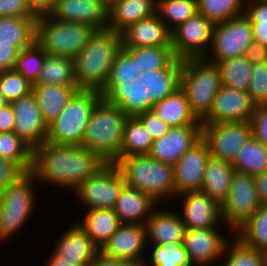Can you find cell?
<instances>
[{
  "mask_svg": "<svg viewBox=\"0 0 267 266\" xmlns=\"http://www.w3.org/2000/svg\"><path fill=\"white\" fill-rule=\"evenodd\" d=\"M99 155L82 146L58 145L45 141L33 149L31 173L39 185L74 192L86 179L102 169Z\"/></svg>",
  "mask_w": 267,
  "mask_h": 266,
  "instance_id": "obj_1",
  "label": "cell"
},
{
  "mask_svg": "<svg viewBox=\"0 0 267 266\" xmlns=\"http://www.w3.org/2000/svg\"><path fill=\"white\" fill-rule=\"evenodd\" d=\"M121 47V34L109 28L96 30L83 50L73 58L78 88L101 92Z\"/></svg>",
  "mask_w": 267,
  "mask_h": 266,
  "instance_id": "obj_2",
  "label": "cell"
},
{
  "mask_svg": "<svg viewBox=\"0 0 267 266\" xmlns=\"http://www.w3.org/2000/svg\"><path fill=\"white\" fill-rule=\"evenodd\" d=\"M115 164L126 185L149 195L159 205L173 203L177 196L173 165L154 160L149 154L119 157Z\"/></svg>",
  "mask_w": 267,
  "mask_h": 266,
  "instance_id": "obj_3",
  "label": "cell"
},
{
  "mask_svg": "<svg viewBox=\"0 0 267 266\" xmlns=\"http://www.w3.org/2000/svg\"><path fill=\"white\" fill-rule=\"evenodd\" d=\"M128 117L118 105L102 97L92 110L81 146L96 153L105 162L115 163L121 157Z\"/></svg>",
  "mask_w": 267,
  "mask_h": 266,
  "instance_id": "obj_4",
  "label": "cell"
},
{
  "mask_svg": "<svg viewBox=\"0 0 267 266\" xmlns=\"http://www.w3.org/2000/svg\"><path fill=\"white\" fill-rule=\"evenodd\" d=\"M35 176L24 172L0 194V245L18 236L39 209L41 192ZM39 189V190H38ZM37 190V191H36ZM37 193V194H36ZM28 221V222H27ZM7 242V243H6Z\"/></svg>",
  "mask_w": 267,
  "mask_h": 266,
  "instance_id": "obj_5",
  "label": "cell"
},
{
  "mask_svg": "<svg viewBox=\"0 0 267 266\" xmlns=\"http://www.w3.org/2000/svg\"><path fill=\"white\" fill-rule=\"evenodd\" d=\"M220 87V70L216 63L204 57L182 59L181 89L199 121L210 112Z\"/></svg>",
  "mask_w": 267,
  "mask_h": 266,
  "instance_id": "obj_6",
  "label": "cell"
},
{
  "mask_svg": "<svg viewBox=\"0 0 267 266\" xmlns=\"http://www.w3.org/2000/svg\"><path fill=\"white\" fill-rule=\"evenodd\" d=\"M96 30L89 24L55 20L46 15L37 18L36 42L47 54L73 59Z\"/></svg>",
  "mask_w": 267,
  "mask_h": 266,
  "instance_id": "obj_7",
  "label": "cell"
},
{
  "mask_svg": "<svg viewBox=\"0 0 267 266\" xmlns=\"http://www.w3.org/2000/svg\"><path fill=\"white\" fill-rule=\"evenodd\" d=\"M102 94L96 90H78L64 110L48 125L47 141L58 145L81 146L90 115Z\"/></svg>",
  "mask_w": 267,
  "mask_h": 266,
  "instance_id": "obj_8",
  "label": "cell"
},
{
  "mask_svg": "<svg viewBox=\"0 0 267 266\" xmlns=\"http://www.w3.org/2000/svg\"><path fill=\"white\" fill-rule=\"evenodd\" d=\"M253 43L251 21L244 13L227 21L214 23L211 45L204 58L218 63L245 56Z\"/></svg>",
  "mask_w": 267,
  "mask_h": 266,
  "instance_id": "obj_9",
  "label": "cell"
},
{
  "mask_svg": "<svg viewBox=\"0 0 267 266\" xmlns=\"http://www.w3.org/2000/svg\"><path fill=\"white\" fill-rule=\"evenodd\" d=\"M124 185V176L117 165L107 163L95 175L83 181L71 196H75L81 208L84 207L83 210L113 209Z\"/></svg>",
  "mask_w": 267,
  "mask_h": 266,
  "instance_id": "obj_10",
  "label": "cell"
},
{
  "mask_svg": "<svg viewBox=\"0 0 267 266\" xmlns=\"http://www.w3.org/2000/svg\"><path fill=\"white\" fill-rule=\"evenodd\" d=\"M254 175L235 171L226 200L221 205L223 223L234 232L261 206Z\"/></svg>",
  "mask_w": 267,
  "mask_h": 266,
  "instance_id": "obj_11",
  "label": "cell"
},
{
  "mask_svg": "<svg viewBox=\"0 0 267 266\" xmlns=\"http://www.w3.org/2000/svg\"><path fill=\"white\" fill-rule=\"evenodd\" d=\"M234 237L235 232L230 227L185 229L183 246L193 266H218Z\"/></svg>",
  "mask_w": 267,
  "mask_h": 266,
  "instance_id": "obj_12",
  "label": "cell"
},
{
  "mask_svg": "<svg viewBox=\"0 0 267 266\" xmlns=\"http://www.w3.org/2000/svg\"><path fill=\"white\" fill-rule=\"evenodd\" d=\"M214 23L197 12L171 31L172 50L179 59L205 57L211 45Z\"/></svg>",
  "mask_w": 267,
  "mask_h": 266,
  "instance_id": "obj_13",
  "label": "cell"
},
{
  "mask_svg": "<svg viewBox=\"0 0 267 266\" xmlns=\"http://www.w3.org/2000/svg\"><path fill=\"white\" fill-rule=\"evenodd\" d=\"M252 137L250 121L202 124V138L210 155L233 162L240 149Z\"/></svg>",
  "mask_w": 267,
  "mask_h": 266,
  "instance_id": "obj_14",
  "label": "cell"
},
{
  "mask_svg": "<svg viewBox=\"0 0 267 266\" xmlns=\"http://www.w3.org/2000/svg\"><path fill=\"white\" fill-rule=\"evenodd\" d=\"M174 202L178 205H173ZM173 204L171 206L179 213L185 229L228 227L221 217V205L201 191L177 195Z\"/></svg>",
  "mask_w": 267,
  "mask_h": 266,
  "instance_id": "obj_15",
  "label": "cell"
},
{
  "mask_svg": "<svg viewBox=\"0 0 267 266\" xmlns=\"http://www.w3.org/2000/svg\"><path fill=\"white\" fill-rule=\"evenodd\" d=\"M147 245L145 225L121 223L117 231L102 245L100 252L142 266L147 254Z\"/></svg>",
  "mask_w": 267,
  "mask_h": 266,
  "instance_id": "obj_16",
  "label": "cell"
},
{
  "mask_svg": "<svg viewBox=\"0 0 267 266\" xmlns=\"http://www.w3.org/2000/svg\"><path fill=\"white\" fill-rule=\"evenodd\" d=\"M11 105L15 116L14 132L32 149L47 141L48 124L32 91L11 102Z\"/></svg>",
  "mask_w": 267,
  "mask_h": 266,
  "instance_id": "obj_17",
  "label": "cell"
},
{
  "mask_svg": "<svg viewBox=\"0 0 267 266\" xmlns=\"http://www.w3.org/2000/svg\"><path fill=\"white\" fill-rule=\"evenodd\" d=\"M255 105L247 91L221 85L202 124L250 121Z\"/></svg>",
  "mask_w": 267,
  "mask_h": 266,
  "instance_id": "obj_18",
  "label": "cell"
},
{
  "mask_svg": "<svg viewBox=\"0 0 267 266\" xmlns=\"http://www.w3.org/2000/svg\"><path fill=\"white\" fill-rule=\"evenodd\" d=\"M73 222V223H72ZM55 235L50 248L57 256L77 266H89L100 251V248L73 220Z\"/></svg>",
  "mask_w": 267,
  "mask_h": 266,
  "instance_id": "obj_19",
  "label": "cell"
},
{
  "mask_svg": "<svg viewBox=\"0 0 267 266\" xmlns=\"http://www.w3.org/2000/svg\"><path fill=\"white\" fill-rule=\"evenodd\" d=\"M209 156V146L201 138L177 161L174 165V183L177 195L200 191Z\"/></svg>",
  "mask_w": 267,
  "mask_h": 266,
  "instance_id": "obj_20",
  "label": "cell"
},
{
  "mask_svg": "<svg viewBox=\"0 0 267 266\" xmlns=\"http://www.w3.org/2000/svg\"><path fill=\"white\" fill-rule=\"evenodd\" d=\"M106 0H56L49 16L55 20L85 23L97 30L108 27Z\"/></svg>",
  "mask_w": 267,
  "mask_h": 266,
  "instance_id": "obj_21",
  "label": "cell"
},
{
  "mask_svg": "<svg viewBox=\"0 0 267 266\" xmlns=\"http://www.w3.org/2000/svg\"><path fill=\"white\" fill-rule=\"evenodd\" d=\"M202 138V125L171 127L162 137L153 141L149 155L171 165Z\"/></svg>",
  "mask_w": 267,
  "mask_h": 266,
  "instance_id": "obj_22",
  "label": "cell"
},
{
  "mask_svg": "<svg viewBox=\"0 0 267 266\" xmlns=\"http://www.w3.org/2000/svg\"><path fill=\"white\" fill-rule=\"evenodd\" d=\"M100 93L109 103L118 105L129 117L150 111L154 105L150 100V93L142 83V73L134 82L106 84Z\"/></svg>",
  "mask_w": 267,
  "mask_h": 266,
  "instance_id": "obj_23",
  "label": "cell"
},
{
  "mask_svg": "<svg viewBox=\"0 0 267 266\" xmlns=\"http://www.w3.org/2000/svg\"><path fill=\"white\" fill-rule=\"evenodd\" d=\"M145 226L148 245L183 243L185 225L171 204L159 205L148 218Z\"/></svg>",
  "mask_w": 267,
  "mask_h": 266,
  "instance_id": "obj_24",
  "label": "cell"
},
{
  "mask_svg": "<svg viewBox=\"0 0 267 266\" xmlns=\"http://www.w3.org/2000/svg\"><path fill=\"white\" fill-rule=\"evenodd\" d=\"M123 48L172 47L171 30L158 14L135 22L121 33Z\"/></svg>",
  "mask_w": 267,
  "mask_h": 266,
  "instance_id": "obj_25",
  "label": "cell"
},
{
  "mask_svg": "<svg viewBox=\"0 0 267 266\" xmlns=\"http://www.w3.org/2000/svg\"><path fill=\"white\" fill-rule=\"evenodd\" d=\"M158 206L152 197L125 184L113 210L121 223L145 225Z\"/></svg>",
  "mask_w": 267,
  "mask_h": 266,
  "instance_id": "obj_26",
  "label": "cell"
},
{
  "mask_svg": "<svg viewBox=\"0 0 267 266\" xmlns=\"http://www.w3.org/2000/svg\"><path fill=\"white\" fill-rule=\"evenodd\" d=\"M157 0H111L108 27L121 34L130 25L156 14Z\"/></svg>",
  "mask_w": 267,
  "mask_h": 266,
  "instance_id": "obj_27",
  "label": "cell"
},
{
  "mask_svg": "<svg viewBox=\"0 0 267 266\" xmlns=\"http://www.w3.org/2000/svg\"><path fill=\"white\" fill-rule=\"evenodd\" d=\"M182 59L175 58L166 68L142 73V83L153 104L181 88Z\"/></svg>",
  "mask_w": 267,
  "mask_h": 266,
  "instance_id": "obj_28",
  "label": "cell"
},
{
  "mask_svg": "<svg viewBox=\"0 0 267 266\" xmlns=\"http://www.w3.org/2000/svg\"><path fill=\"white\" fill-rule=\"evenodd\" d=\"M234 172L232 162L210 155L200 191L222 205L228 196Z\"/></svg>",
  "mask_w": 267,
  "mask_h": 266,
  "instance_id": "obj_29",
  "label": "cell"
},
{
  "mask_svg": "<svg viewBox=\"0 0 267 266\" xmlns=\"http://www.w3.org/2000/svg\"><path fill=\"white\" fill-rule=\"evenodd\" d=\"M37 17H0V44L16 47L19 51L36 42Z\"/></svg>",
  "mask_w": 267,
  "mask_h": 266,
  "instance_id": "obj_30",
  "label": "cell"
},
{
  "mask_svg": "<svg viewBox=\"0 0 267 266\" xmlns=\"http://www.w3.org/2000/svg\"><path fill=\"white\" fill-rule=\"evenodd\" d=\"M79 214L83 215L78 217L79 220L77 218V221H74L99 248L117 231L121 224L113 209H88Z\"/></svg>",
  "mask_w": 267,
  "mask_h": 266,
  "instance_id": "obj_31",
  "label": "cell"
},
{
  "mask_svg": "<svg viewBox=\"0 0 267 266\" xmlns=\"http://www.w3.org/2000/svg\"><path fill=\"white\" fill-rule=\"evenodd\" d=\"M80 90L78 86L33 84L35 95L44 121L49 125L64 110L71 97Z\"/></svg>",
  "mask_w": 267,
  "mask_h": 266,
  "instance_id": "obj_32",
  "label": "cell"
},
{
  "mask_svg": "<svg viewBox=\"0 0 267 266\" xmlns=\"http://www.w3.org/2000/svg\"><path fill=\"white\" fill-rule=\"evenodd\" d=\"M151 110L170 127L202 125L191 112L186 95L181 88L154 104Z\"/></svg>",
  "mask_w": 267,
  "mask_h": 266,
  "instance_id": "obj_33",
  "label": "cell"
},
{
  "mask_svg": "<svg viewBox=\"0 0 267 266\" xmlns=\"http://www.w3.org/2000/svg\"><path fill=\"white\" fill-rule=\"evenodd\" d=\"M34 84L77 86L74 60L46 54L43 67Z\"/></svg>",
  "mask_w": 267,
  "mask_h": 266,
  "instance_id": "obj_34",
  "label": "cell"
},
{
  "mask_svg": "<svg viewBox=\"0 0 267 266\" xmlns=\"http://www.w3.org/2000/svg\"><path fill=\"white\" fill-rule=\"evenodd\" d=\"M244 245L267 253V204L259 209L235 231Z\"/></svg>",
  "mask_w": 267,
  "mask_h": 266,
  "instance_id": "obj_35",
  "label": "cell"
},
{
  "mask_svg": "<svg viewBox=\"0 0 267 266\" xmlns=\"http://www.w3.org/2000/svg\"><path fill=\"white\" fill-rule=\"evenodd\" d=\"M235 171L256 175L267 172V148L253 136L240 149L232 162Z\"/></svg>",
  "mask_w": 267,
  "mask_h": 266,
  "instance_id": "obj_36",
  "label": "cell"
},
{
  "mask_svg": "<svg viewBox=\"0 0 267 266\" xmlns=\"http://www.w3.org/2000/svg\"><path fill=\"white\" fill-rule=\"evenodd\" d=\"M153 139L137 117H128L121 144V157L149 154Z\"/></svg>",
  "mask_w": 267,
  "mask_h": 266,
  "instance_id": "obj_37",
  "label": "cell"
},
{
  "mask_svg": "<svg viewBox=\"0 0 267 266\" xmlns=\"http://www.w3.org/2000/svg\"><path fill=\"white\" fill-rule=\"evenodd\" d=\"M220 70L221 85L248 91L253 64L245 57H235L216 63Z\"/></svg>",
  "mask_w": 267,
  "mask_h": 266,
  "instance_id": "obj_38",
  "label": "cell"
},
{
  "mask_svg": "<svg viewBox=\"0 0 267 266\" xmlns=\"http://www.w3.org/2000/svg\"><path fill=\"white\" fill-rule=\"evenodd\" d=\"M134 60L141 73L166 68L176 57L172 47L124 48Z\"/></svg>",
  "mask_w": 267,
  "mask_h": 266,
  "instance_id": "obj_39",
  "label": "cell"
},
{
  "mask_svg": "<svg viewBox=\"0 0 267 266\" xmlns=\"http://www.w3.org/2000/svg\"><path fill=\"white\" fill-rule=\"evenodd\" d=\"M152 246V247H151ZM142 266H193L188 258L183 243L166 245H148Z\"/></svg>",
  "mask_w": 267,
  "mask_h": 266,
  "instance_id": "obj_40",
  "label": "cell"
},
{
  "mask_svg": "<svg viewBox=\"0 0 267 266\" xmlns=\"http://www.w3.org/2000/svg\"><path fill=\"white\" fill-rule=\"evenodd\" d=\"M33 149L14 131L0 133V157L14 162L23 172L31 171Z\"/></svg>",
  "mask_w": 267,
  "mask_h": 266,
  "instance_id": "obj_41",
  "label": "cell"
},
{
  "mask_svg": "<svg viewBox=\"0 0 267 266\" xmlns=\"http://www.w3.org/2000/svg\"><path fill=\"white\" fill-rule=\"evenodd\" d=\"M197 12V0H157L156 13L171 31Z\"/></svg>",
  "mask_w": 267,
  "mask_h": 266,
  "instance_id": "obj_42",
  "label": "cell"
},
{
  "mask_svg": "<svg viewBox=\"0 0 267 266\" xmlns=\"http://www.w3.org/2000/svg\"><path fill=\"white\" fill-rule=\"evenodd\" d=\"M245 5L246 0H197L198 12L213 23L244 14Z\"/></svg>",
  "mask_w": 267,
  "mask_h": 266,
  "instance_id": "obj_43",
  "label": "cell"
},
{
  "mask_svg": "<svg viewBox=\"0 0 267 266\" xmlns=\"http://www.w3.org/2000/svg\"><path fill=\"white\" fill-rule=\"evenodd\" d=\"M265 253L244 245L234 237L227 245L218 266H263Z\"/></svg>",
  "mask_w": 267,
  "mask_h": 266,
  "instance_id": "obj_44",
  "label": "cell"
},
{
  "mask_svg": "<svg viewBox=\"0 0 267 266\" xmlns=\"http://www.w3.org/2000/svg\"><path fill=\"white\" fill-rule=\"evenodd\" d=\"M46 54L43 48L35 42L32 46L20 51L13 69L33 85L43 67Z\"/></svg>",
  "mask_w": 267,
  "mask_h": 266,
  "instance_id": "obj_45",
  "label": "cell"
},
{
  "mask_svg": "<svg viewBox=\"0 0 267 266\" xmlns=\"http://www.w3.org/2000/svg\"><path fill=\"white\" fill-rule=\"evenodd\" d=\"M141 74L136 66V60L121 47L117 52L111 66L110 76L106 84H122L123 82H134Z\"/></svg>",
  "mask_w": 267,
  "mask_h": 266,
  "instance_id": "obj_46",
  "label": "cell"
},
{
  "mask_svg": "<svg viewBox=\"0 0 267 266\" xmlns=\"http://www.w3.org/2000/svg\"><path fill=\"white\" fill-rule=\"evenodd\" d=\"M31 91L32 84L14 69L0 72V92L8 103L28 95Z\"/></svg>",
  "mask_w": 267,
  "mask_h": 266,
  "instance_id": "obj_47",
  "label": "cell"
},
{
  "mask_svg": "<svg viewBox=\"0 0 267 266\" xmlns=\"http://www.w3.org/2000/svg\"><path fill=\"white\" fill-rule=\"evenodd\" d=\"M247 92L255 106L267 105V62L253 64Z\"/></svg>",
  "mask_w": 267,
  "mask_h": 266,
  "instance_id": "obj_48",
  "label": "cell"
},
{
  "mask_svg": "<svg viewBox=\"0 0 267 266\" xmlns=\"http://www.w3.org/2000/svg\"><path fill=\"white\" fill-rule=\"evenodd\" d=\"M250 123L252 136L267 148V105L255 106Z\"/></svg>",
  "mask_w": 267,
  "mask_h": 266,
  "instance_id": "obj_49",
  "label": "cell"
},
{
  "mask_svg": "<svg viewBox=\"0 0 267 266\" xmlns=\"http://www.w3.org/2000/svg\"><path fill=\"white\" fill-rule=\"evenodd\" d=\"M149 132L153 140L165 135L171 128L163 122L152 110L140 113L136 116Z\"/></svg>",
  "mask_w": 267,
  "mask_h": 266,
  "instance_id": "obj_50",
  "label": "cell"
},
{
  "mask_svg": "<svg viewBox=\"0 0 267 266\" xmlns=\"http://www.w3.org/2000/svg\"><path fill=\"white\" fill-rule=\"evenodd\" d=\"M245 14L251 25H267V0H246Z\"/></svg>",
  "mask_w": 267,
  "mask_h": 266,
  "instance_id": "obj_51",
  "label": "cell"
},
{
  "mask_svg": "<svg viewBox=\"0 0 267 266\" xmlns=\"http://www.w3.org/2000/svg\"><path fill=\"white\" fill-rule=\"evenodd\" d=\"M24 172L12 161L0 157V192Z\"/></svg>",
  "mask_w": 267,
  "mask_h": 266,
  "instance_id": "obj_52",
  "label": "cell"
},
{
  "mask_svg": "<svg viewBox=\"0 0 267 266\" xmlns=\"http://www.w3.org/2000/svg\"><path fill=\"white\" fill-rule=\"evenodd\" d=\"M2 16H34L26 0H0V17Z\"/></svg>",
  "mask_w": 267,
  "mask_h": 266,
  "instance_id": "obj_53",
  "label": "cell"
},
{
  "mask_svg": "<svg viewBox=\"0 0 267 266\" xmlns=\"http://www.w3.org/2000/svg\"><path fill=\"white\" fill-rule=\"evenodd\" d=\"M19 53L14 46L0 44V72L13 69Z\"/></svg>",
  "mask_w": 267,
  "mask_h": 266,
  "instance_id": "obj_54",
  "label": "cell"
},
{
  "mask_svg": "<svg viewBox=\"0 0 267 266\" xmlns=\"http://www.w3.org/2000/svg\"><path fill=\"white\" fill-rule=\"evenodd\" d=\"M30 12L35 17L49 15L55 6L56 0H26Z\"/></svg>",
  "mask_w": 267,
  "mask_h": 266,
  "instance_id": "obj_55",
  "label": "cell"
},
{
  "mask_svg": "<svg viewBox=\"0 0 267 266\" xmlns=\"http://www.w3.org/2000/svg\"><path fill=\"white\" fill-rule=\"evenodd\" d=\"M15 116L11 103L0 108V133L14 131Z\"/></svg>",
  "mask_w": 267,
  "mask_h": 266,
  "instance_id": "obj_56",
  "label": "cell"
},
{
  "mask_svg": "<svg viewBox=\"0 0 267 266\" xmlns=\"http://www.w3.org/2000/svg\"><path fill=\"white\" fill-rule=\"evenodd\" d=\"M89 266H140V265L126 259H118L104 255L99 251L95 259L91 262Z\"/></svg>",
  "mask_w": 267,
  "mask_h": 266,
  "instance_id": "obj_57",
  "label": "cell"
},
{
  "mask_svg": "<svg viewBox=\"0 0 267 266\" xmlns=\"http://www.w3.org/2000/svg\"><path fill=\"white\" fill-rule=\"evenodd\" d=\"M245 57L252 64L267 62V46L253 43L247 49Z\"/></svg>",
  "mask_w": 267,
  "mask_h": 266,
  "instance_id": "obj_58",
  "label": "cell"
},
{
  "mask_svg": "<svg viewBox=\"0 0 267 266\" xmlns=\"http://www.w3.org/2000/svg\"><path fill=\"white\" fill-rule=\"evenodd\" d=\"M254 183L261 204H267V172L254 175Z\"/></svg>",
  "mask_w": 267,
  "mask_h": 266,
  "instance_id": "obj_59",
  "label": "cell"
},
{
  "mask_svg": "<svg viewBox=\"0 0 267 266\" xmlns=\"http://www.w3.org/2000/svg\"><path fill=\"white\" fill-rule=\"evenodd\" d=\"M254 43L267 46V25H251Z\"/></svg>",
  "mask_w": 267,
  "mask_h": 266,
  "instance_id": "obj_60",
  "label": "cell"
},
{
  "mask_svg": "<svg viewBox=\"0 0 267 266\" xmlns=\"http://www.w3.org/2000/svg\"><path fill=\"white\" fill-rule=\"evenodd\" d=\"M48 257L46 256L44 259V263H42L41 266H77L74 264H71L70 262H67L66 260H63V258H60L57 256L52 250L47 252ZM50 254V255H49Z\"/></svg>",
  "mask_w": 267,
  "mask_h": 266,
  "instance_id": "obj_61",
  "label": "cell"
},
{
  "mask_svg": "<svg viewBox=\"0 0 267 266\" xmlns=\"http://www.w3.org/2000/svg\"><path fill=\"white\" fill-rule=\"evenodd\" d=\"M8 102L4 98V95L0 92V108L5 106Z\"/></svg>",
  "mask_w": 267,
  "mask_h": 266,
  "instance_id": "obj_62",
  "label": "cell"
},
{
  "mask_svg": "<svg viewBox=\"0 0 267 266\" xmlns=\"http://www.w3.org/2000/svg\"><path fill=\"white\" fill-rule=\"evenodd\" d=\"M263 266H267V253H265V258L263 261Z\"/></svg>",
  "mask_w": 267,
  "mask_h": 266,
  "instance_id": "obj_63",
  "label": "cell"
}]
</instances>
